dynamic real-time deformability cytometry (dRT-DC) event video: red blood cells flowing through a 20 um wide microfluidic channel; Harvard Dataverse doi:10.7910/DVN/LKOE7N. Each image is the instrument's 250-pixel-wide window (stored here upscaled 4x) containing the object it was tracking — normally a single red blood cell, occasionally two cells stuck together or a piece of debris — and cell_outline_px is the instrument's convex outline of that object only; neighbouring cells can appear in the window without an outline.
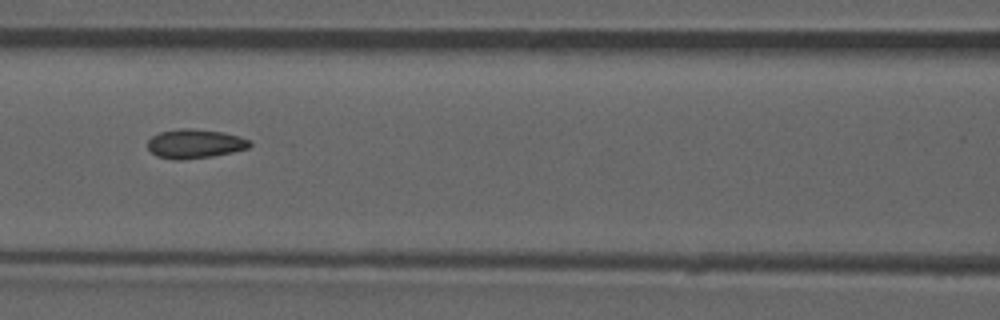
{"species": "common noctule bat (a hibernating species)", "species_latin": "Nyctalus noctula", "temperature_condition": "room temperature", "stored_images_in_passage": 42, "camera_frame_rate_fps": 3000, "um_per_image_px": 0.085, "animal": {"sex": "male", "forearm_length_mm": 52.5}, "frame": {"image": 1, "passage_image": 13, "time_ms": 4.0, "image_size_px": [1000, 320], "cell_outline_px": [[252, 144], [248, 148], [232, 152], [212, 156], [180, 160], [176, 160], [156, 156], [148, 148], [148, 140], [152, 136], [160, 132], [180, 128], [192, 128], [224, 132], [240, 136], [248, 140]], "centroid_in_image_um": [16.56, 12.21], "position_along_channel_um": 150.0, "area_um2": 17.34}, "authors_computed_cell_mechanics": {"area_um2": 16.9065, "velocity_mm_per_s": 3.9182, "shape_relaxation_time_tau1_ms": null, "shape_relaxation_time_tau2_ms": 1.5727, "deformation_change_tau1": null, "deformation_change_tau2": 0.0662}}